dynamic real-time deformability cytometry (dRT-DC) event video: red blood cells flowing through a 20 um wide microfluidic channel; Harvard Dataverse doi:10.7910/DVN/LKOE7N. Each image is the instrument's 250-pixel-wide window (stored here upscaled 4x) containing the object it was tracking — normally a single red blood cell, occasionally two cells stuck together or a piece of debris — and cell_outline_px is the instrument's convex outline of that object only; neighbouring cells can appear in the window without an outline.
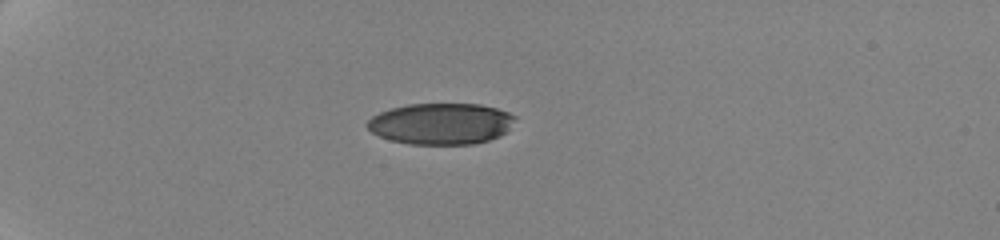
{"species": "human", "species_latin": "Homo sapiens", "temperature_condition": "cold", "stored_images_in_passage": 21, "camera_frame_rate_fps": 3000, "um_per_image_px": 0.085, "donor": {"sex": "female"}, "frame": {"image": 1, "passage_image": 1, "time_ms": 0.0, "image_size_px": [1000, 240], "cell_outline_px": [[516, 116], [508, 128], [500, 136], [488, 140], [472, 144], [408, 144], [392, 140], [380, 136], [372, 132], [364, 124], [372, 116], [380, 112], [392, 108], [408, 104], [480, 104], [496, 108], [508, 112]], "centroid_in_image_um": [37.46, 10.51], "position_along_channel_um": 47.5, "area_um2": 35.37}}
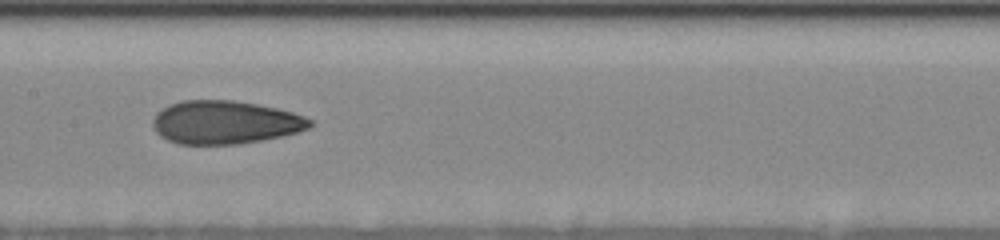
{"frame": {"image": 2, "passage_image": 12, "time_ms": 5.333, "image_size_px": [1000, 240], "cell_outline_px": [[312, 124], [308, 128], [296, 132], [280, 136], [260, 140], [236, 144], [180, 144], [168, 140], [160, 136], [156, 132], [152, 124], [152, 120], [156, 112], [172, 104], [184, 100], [232, 100], [256, 104], [276, 108], [292, 112], [304, 116], [312, 120]], "centroid_in_image_um": [19.1, 10.4], "position_along_channel_um": 188.3, "area_um2": 39.3}}
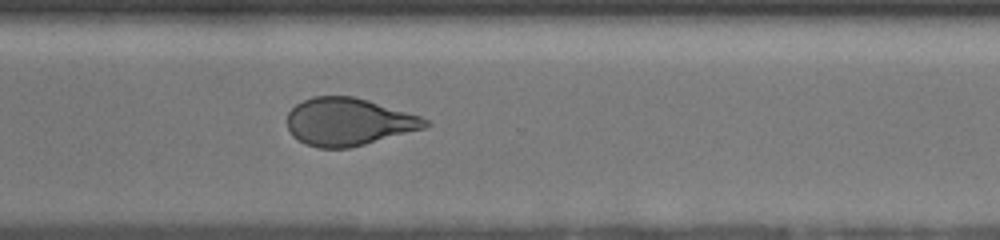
{"frame": {"image": 3, "passage_image": 21, "time_ms": 9.667, "image_size_px": [1000, 240], "cell_outline_px": [[432, 124], [424, 128], [364, 144], [348, 148], [320, 148], [304, 144], [292, 136], [288, 128], [288, 112], [296, 104], [312, 96], [352, 96], [368, 100], [420, 116], [428, 120]], "centroid_in_image_um": [29.6, 10.35], "position_along_channel_um": 341.0, "area_um2": 38.09}}